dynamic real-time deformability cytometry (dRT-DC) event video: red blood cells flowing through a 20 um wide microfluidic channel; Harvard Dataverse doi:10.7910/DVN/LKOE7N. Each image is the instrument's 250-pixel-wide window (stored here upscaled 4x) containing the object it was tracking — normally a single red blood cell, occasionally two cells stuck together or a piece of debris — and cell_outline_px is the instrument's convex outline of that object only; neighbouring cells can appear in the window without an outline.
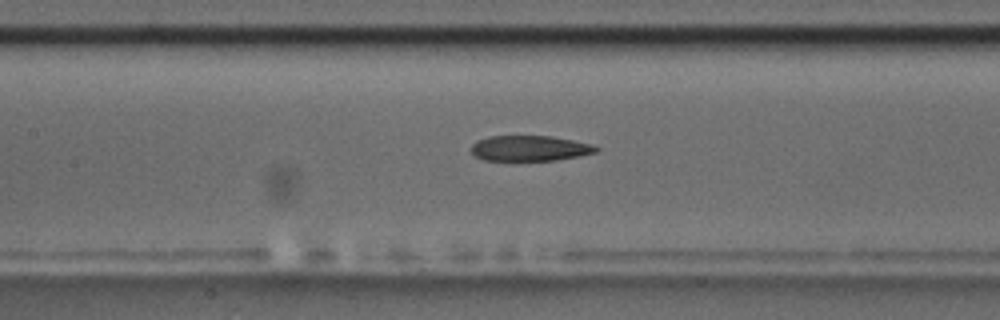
{"species": "common noctule bat (a hibernating species)", "species_latin": "Nyctalus noctula", "temperature_condition": "room temperature", "stored_images_in_passage": 41, "camera_frame_rate_fps": 3000, "um_per_image_px": 0.085, "animal": {"sex": "male", "body_mass_g": 17.5, "forearm_length_mm": 52.3}, "frame": {"image": 1, "passage_image": 15, "time_ms": 4.667, "image_size_px": [1000, 320], "cell_outline_px": [[600, 148], [596, 152], [556, 160], [484, 160], [476, 156], [472, 152], [472, 144], [476, 140], [488, 136], [552, 136], [592, 144]], "centroid_in_image_um": [45.01, 12.59], "position_along_channel_um": 162.4, "area_um2": 18.38}}
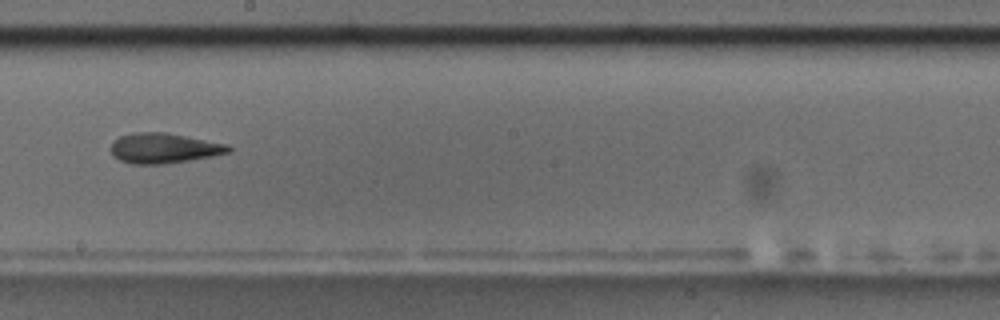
{"frame": {"image": 2, "passage_image": 21, "time_ms": 6.667, "image_size_px": [1000, 320], "cell_outline_px": [[232, 152], [212, 156], [188, 160], [160, 164], [132, 164], [120, 160], [112, 156], [108, 148], [112, 140], [120, 136], [136, 132], [164, 132], [228, 144], [232, 148]], "centroid_in_image_um": [13.88, 12.59], "position_along_channel_um": 234.3, "area_um2": 20.81}}
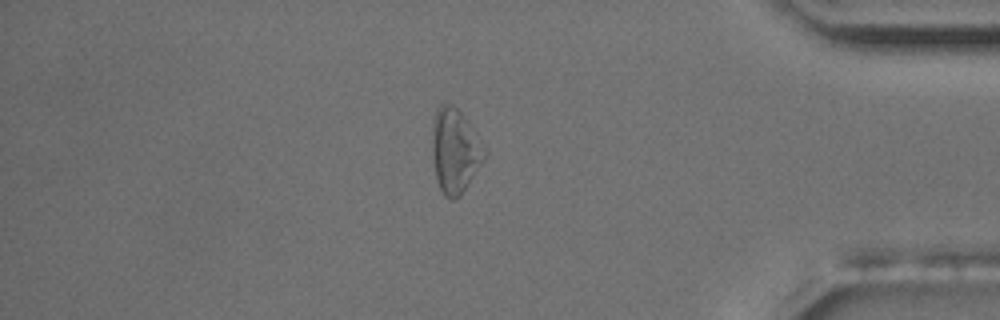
{"frame": {"image": 3, "passage_image": 37, "time_ms": 12.0, "image_size_px": [1000, 320], "cell_outline_px": [[484, 160], [460, 196], [452, 200], [444, 196], [436, 180], [432, 156], [432, 120], [436, 108], [440, 104], [452, 104], [460, 112], [484, 152]], "centroid_in_image_um": [38.58, 12.85], "position_along_channel_um": 396.6, "area_um2": 24.97}, "authors_computed_cell_mechanics": {"area_um2": 20.5768, "velocity_mm_per_s": 3.619, "shape_relaxation_time_tau1_ms": 9.3409, "shape_relaxation_time_tau2_ms": 3.3117, "deformation_change_tau1": 0.2273, "deformation_change_tau2": 0.1356}}